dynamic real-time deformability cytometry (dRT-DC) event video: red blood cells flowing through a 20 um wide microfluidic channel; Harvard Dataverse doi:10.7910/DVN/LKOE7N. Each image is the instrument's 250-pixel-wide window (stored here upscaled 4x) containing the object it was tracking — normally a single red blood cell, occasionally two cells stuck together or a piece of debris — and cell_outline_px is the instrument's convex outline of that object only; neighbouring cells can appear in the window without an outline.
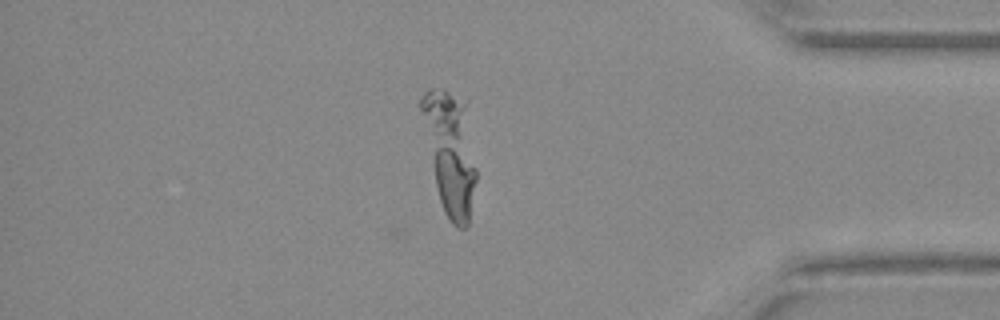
{"species": "Egyptian fruit bat (a non-hibernating species)", "species_latin": "Rousettus aegyptiacus", "temperature_condition": "warm", "stored_images_in_passage": 40, "camera_frame_rate_fps": 3000, "um_per_image_px": 0.085, "animal": {"sex": "female"}, "frame": {"image": 1, "passage_image": 34, "time_ms": 11.0, "image_size_px": [1000, 320], "cell_outline_px": [[476, 180], [468, 224], [464, 228], [460, 228], [452, 224], [448, 220], [444, 212], [440, 200], [416, 104], [424, 92], [428, 88], [444, 88], [468, 100], [476, 168]], "centroid_in_image_um": [38.25, 12.81], "position_along_channel_um": 397.0, "area_um2": 40.34}}